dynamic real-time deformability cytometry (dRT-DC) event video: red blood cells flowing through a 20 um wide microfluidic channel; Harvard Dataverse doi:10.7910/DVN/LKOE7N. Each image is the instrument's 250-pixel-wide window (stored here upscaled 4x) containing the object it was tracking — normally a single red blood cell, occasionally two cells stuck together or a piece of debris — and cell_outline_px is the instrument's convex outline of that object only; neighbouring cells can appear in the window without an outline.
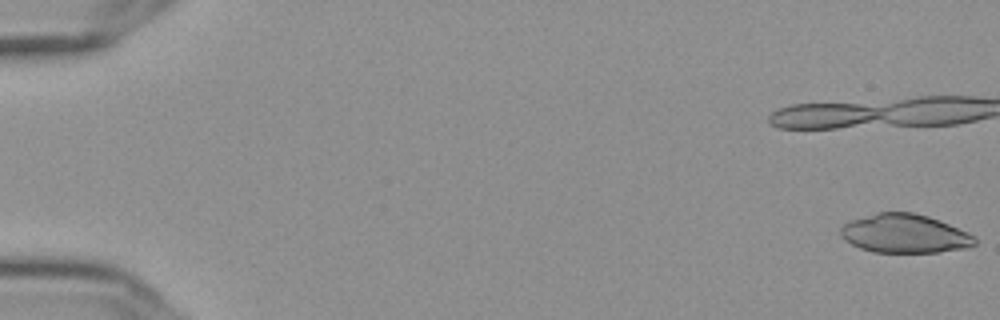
{"species": "Egyptian fruit bat (a non-hibernating species)", "species_latin": "Rousettus aegyptiacus", "temperature_condition": "cold", "stored_images_in_passage": 14, "camera_frame_rate_fps": 3000, "um_per_image_px": 0.085, "frame": {"image": 1, "passage_image": 1, "time_ms": 0.0, "image_size_px": [1000, 320], "cell_outline_px": [[976, 244], [968, 248], [940, 252], [872, 252], [860, 248], [852, 244], [840, 232], [840, 228], [844, 224], [852, 220], [880, 212], [912, 212], [928, 216], [940, 220], [976, 236]], "centroid_in_image_um": [76.96, 19.86], "position_along_channel_um": 8.0, "area_um2": 30.11}}